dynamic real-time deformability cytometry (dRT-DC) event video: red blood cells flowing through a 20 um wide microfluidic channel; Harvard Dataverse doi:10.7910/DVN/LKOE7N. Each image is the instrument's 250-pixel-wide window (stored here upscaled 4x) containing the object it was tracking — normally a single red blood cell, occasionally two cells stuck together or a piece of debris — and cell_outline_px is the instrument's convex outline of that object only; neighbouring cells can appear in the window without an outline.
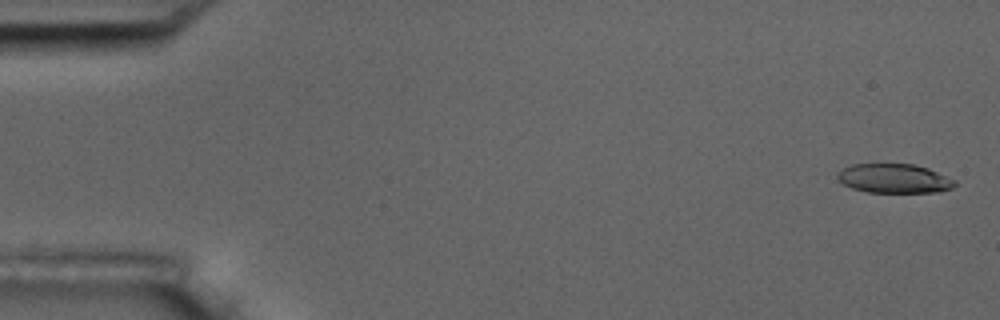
{"species": "common noctule bat (a hibernating species)", "species_latin": "Nyctalus noctula", "temperature_condition": "room temperature", "stored_images_in_passage": 9, "camera_frame_rate_fps": 3000, "um_per_image_px": 0.085, "animal": {"sex": "male", "body_mass_g": 17.5, "forearm_length_mm": 52.3}, "frame": {"image": 1, "passage_image": 1, "time_ms": 0.0, "image_size_px": [1000, 320], "cell_outline_px": [[956, 184], [952, 188], [936, 192], [868, 192], [852, 188], [844, 184], [836, 176], [836, 172], [852, 164], [912, 164], [928, 168], [956, 180]], "centroid_in_image_um": [76.0, 15.17], "position_along_channel_um": 9.0, "area_um2": 19.88}}
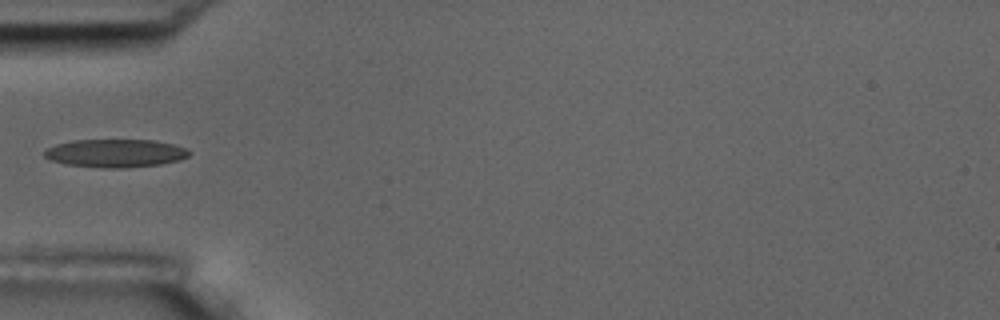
{"frame": {"image": 2, "passage_image": 6, "time_ms": 1.667, "image_size_px": [1000, 320], "cell_outline_px": [[192, 152], [188, 156], [180, 160], [160, 164], [124, 168], [104, 168], [64, 164], [52, 160], [44, 156], [44, 148], [56, 144], [72, 140], [156, 140], [188, 148]], "centroid_in_image_um": [9.82, 13.02], "position_along_channel_um": 75.2, "area_um2": 23.93}}
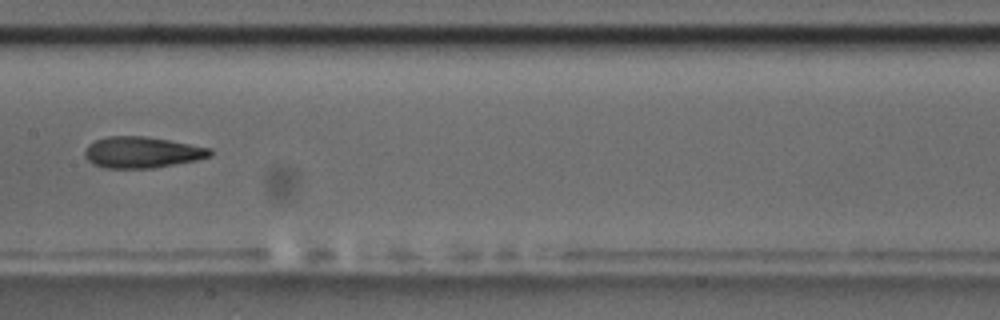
{"frame": {"image": 3, "passage_image": 9, "time_ms": 2.667, "image_size_px": [1000, 320], "cell_outline_px": [[212, 156], [196, 160], [152, 168], [104, 168], [92, 164], [84, 156], [84, 152], [88, 144], [96, 140], [108, 136], [148, 136], [212, 148]], "centroid_in_image_um": [12.06, 12.94], "position_along_channel_um": 195.3, "area_um2": 22.89}}